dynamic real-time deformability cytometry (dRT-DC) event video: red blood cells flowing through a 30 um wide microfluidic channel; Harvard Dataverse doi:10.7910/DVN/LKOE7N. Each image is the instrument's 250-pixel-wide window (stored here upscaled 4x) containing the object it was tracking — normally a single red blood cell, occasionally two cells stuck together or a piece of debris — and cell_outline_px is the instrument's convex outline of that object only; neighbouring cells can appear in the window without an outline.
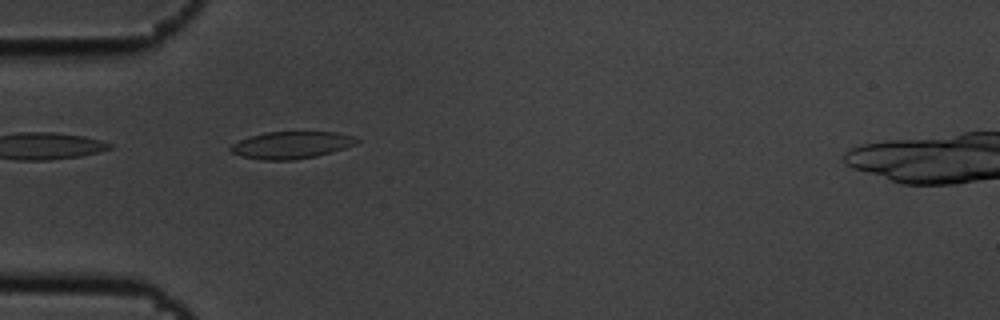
{"species": "common noctule bat (a hibernating species)", "species_latin": "Nyctalus noctula", "temperature_condition": "cold", "stored_images_in_passage": 10, "camera_frame_rate_fps": 3000, "um_per_image_px": 0.085, "animal": {"sex": "male", "body_mass_g": 19.5, "forearm_length_mm": 54.6}, "frame": {"image": 1, "passage_image": 5, "time_ms": 1.333, "image_size_px": [1000, 320], "cell_outline_px": [[360, 140], [356, 144], [344, 148], [316, 156], [292, 160], [260, 160], [240, 156], [232, 152], [228, 148], [232, 144], [240, 140], [264, 132], [336, 132], [352, 136]], "centroid_in_image_um": [24.74, 12.33], "position_along_channel_um": 60.3, "area_um2": 19.83}}
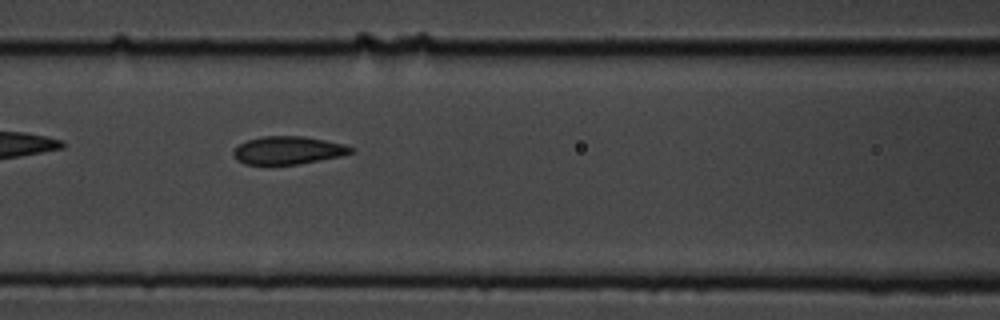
{"frame": {"image": 2, "passage_image": 7, "time_ms": 2.0, "image_size_px": [1000, 320], "cell_outline_px": [[356, 152], [340, 156], [300, 164], [244, 164], [236, 160], [232, 152], [240, 144], [248, 140], [260, 136], [304, 136], [344, 144], [356, 148]], "centroid_in_image_um": [24.52, 12.77], "position_along_channel_um": 142.1, "area_um2": 19.19}}
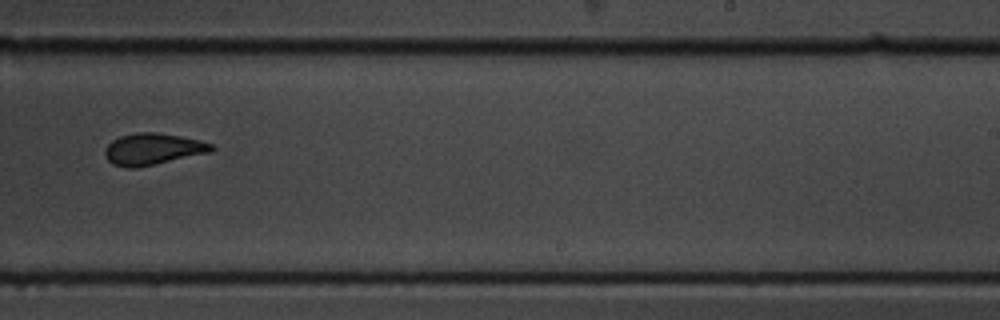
{"frame": {"image": 3, "passage_image": 10, "time_ms": 3.0, "image_size_px": [1000, 320], "cell_outline_px": [[216, 148], [212, 152], [136, 168], [124, 168], [112, 164], [104, 156], [104, 148], [112, 140], [120, 136], [136, 132], [160, 132], [200, 140], [212, 144]], "centroid_in_image_um": [12.97, 12.67], "position_along_channel_um": 276.0, "area_um2": 19.88}}